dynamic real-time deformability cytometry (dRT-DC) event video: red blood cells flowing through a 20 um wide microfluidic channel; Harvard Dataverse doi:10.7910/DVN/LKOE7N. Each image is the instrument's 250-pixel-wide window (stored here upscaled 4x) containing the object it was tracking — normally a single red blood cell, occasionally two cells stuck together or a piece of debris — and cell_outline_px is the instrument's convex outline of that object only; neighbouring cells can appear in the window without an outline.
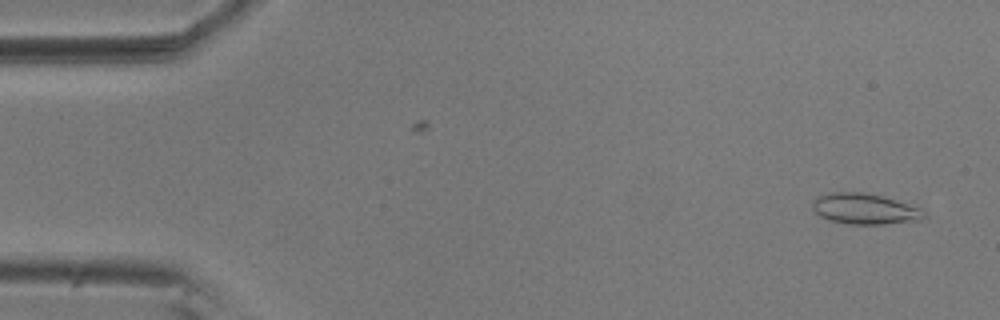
{"species": "common noctule bat (a hibernating species)", "species_latin": "Nyctalus noctula", "temperature_condition": "room temperature", "stored_images_in_passage": 54, "camera_frame_rate_fps": 3000, "um_per_image_px": 0.085, "animal": {"sex": "male", "body_mass_g": 20.5, "forearm_length_mm": 52.5}, "frame": {"image": 1, "passage_image": 2, "time_ms": 0.333, "image_size_px": [1000, 320], "cell_outline_px": [[928, 216], [920, 220], [884, 224], [848, 224], [832, 220], [820, 216], [812, 208], [812, 200], [816, 196], [832, 192], [864, 192], [884, 196], [920, 208]], "centroid_in_image_um": [73.5, 17.74], "position_along_channel_um": 11.5, "area_um2": 20.06}}
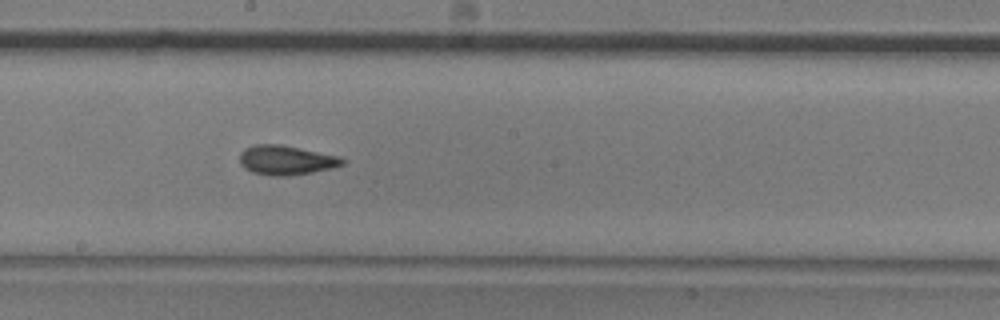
{"frame": {"image": 2, "passage_image": 29, "time_ms": 9.333, "image_size_px": [1000, 320], "cell_outline_px": [[344, 164], [332, 168], [312, 172], [288, 176], [272, 176], [252, 172], [244, 168], [240, 164], [240, 152], [244, 148], [256, 144], [280, 144], [340, 156], [344, 160]], "centroid_in_image_um": [24.3, 13.61], "position_along_channel_um": 223.9, "area_um2": 17.69}}
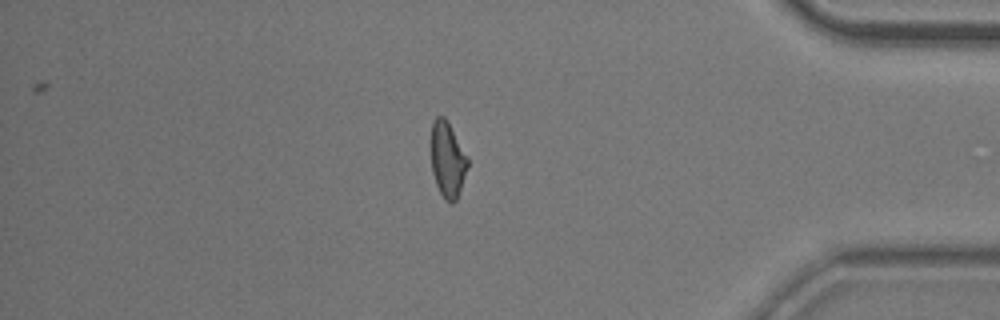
{"frame": {"image": 3, "passage_image": 46, "time_ms": 15.0, "image_size_px": [1000, 320], "cell_outline_px": [[468, 164], [456, 200], [452, 204], [444, 200], [436, 184], [432, 172], [428, 144], [432, 120], [436, 116], [444, 116], [448, 120], [468, 156]], "centroid_in_image_um": [37.98, 13.48], "position_along_channel_um": 397.2, "area_um2": 16.82}, "authors_computed_cell_mechanics": {"area_um2": 17.1666, "velocity_mm_per_s": 3.6474, "shape_relaxation_time_tau1_ms": 6.636, "shape_relaxation_time_tau2_ms": 2.8075, "deformation_change_tau1": 0.1554, "deformation_change_tau2": 0.1017}}